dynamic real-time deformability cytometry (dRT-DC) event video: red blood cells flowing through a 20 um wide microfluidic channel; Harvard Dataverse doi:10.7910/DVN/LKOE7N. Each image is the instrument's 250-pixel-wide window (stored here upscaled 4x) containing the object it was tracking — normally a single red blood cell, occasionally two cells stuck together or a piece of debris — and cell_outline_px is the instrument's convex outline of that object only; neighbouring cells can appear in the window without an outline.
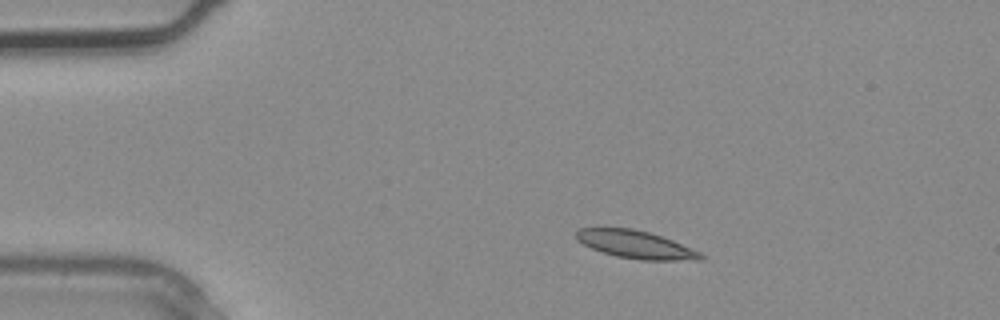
{"species": "common noctule bat (a hibernating species)", "species_latin": "Nyctalus noctula", "temperature_condition": "warm", "stored_images_in_passage": 2, "camera_frame_rate_fps": 3000, "um_per_image_px": 0.085, "animal": {"sex": "male", "body_mass_g": 20.4}, "frame": {"image": 1, "passage_image": 1, "time_ms": 0.0, "image_size_px": [1000, 320], "cell_outline_px": [[704, 260], [640, 260], [616, 256], [592, 248], [576, 240], [576, 232], [580, 228], [632, 228], [648, 232], [672, 240], [700, 252], [704, 256]], "centroid_in_image_um": [54.04, 20.79], "position_along_channel_um": 31.0, "area_um2": 19.94}}